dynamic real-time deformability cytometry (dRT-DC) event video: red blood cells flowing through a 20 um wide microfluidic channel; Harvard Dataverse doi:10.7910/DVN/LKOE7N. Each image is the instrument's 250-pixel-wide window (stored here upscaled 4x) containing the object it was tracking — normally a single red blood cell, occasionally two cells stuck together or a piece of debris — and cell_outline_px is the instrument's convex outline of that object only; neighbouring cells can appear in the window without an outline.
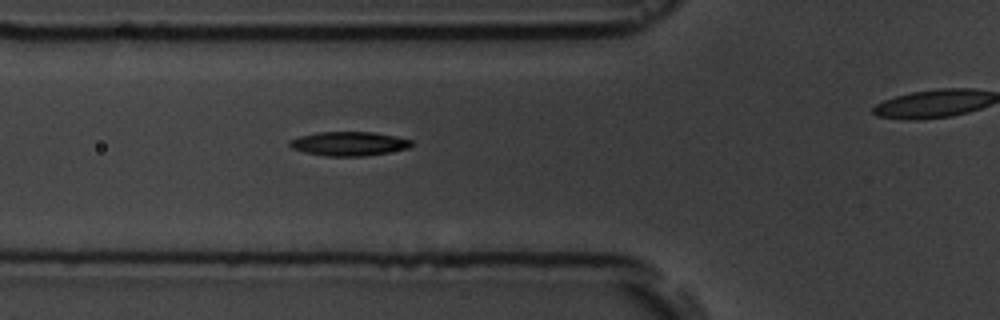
{"species": "common noctule bat (a hibernating species)", "species_latin": "Nyctalus noctula", "temperature_condition": "room temperature", "stored_images_in_passage": 4, "segment_of_instrument_passage": [1, 2], "camera_frame_rate_fps": 3000, "um_per_image_px": 0.085, "animal": {"sex": "male", "body_mass_g": 19.5, "forearm_length_mm": 54.6}, "frame": {"image": 1, "passage_image": 3, "time_ms": 2.333, "image_size_px": [1000, 320], "cell_outline_px": [[412, 144], [408, 148], [388, 152], [364, 156], [328, 156], [304, 152], [292, 148], [288, 144], [288, 140], [300, 136], [316, 132], [376, 132], [396, 136], [412, 140]], "centroid_in_image_um": [29.64, 12.2], "position_along_channel_um": 96.2, "area_um2": 17.11}}